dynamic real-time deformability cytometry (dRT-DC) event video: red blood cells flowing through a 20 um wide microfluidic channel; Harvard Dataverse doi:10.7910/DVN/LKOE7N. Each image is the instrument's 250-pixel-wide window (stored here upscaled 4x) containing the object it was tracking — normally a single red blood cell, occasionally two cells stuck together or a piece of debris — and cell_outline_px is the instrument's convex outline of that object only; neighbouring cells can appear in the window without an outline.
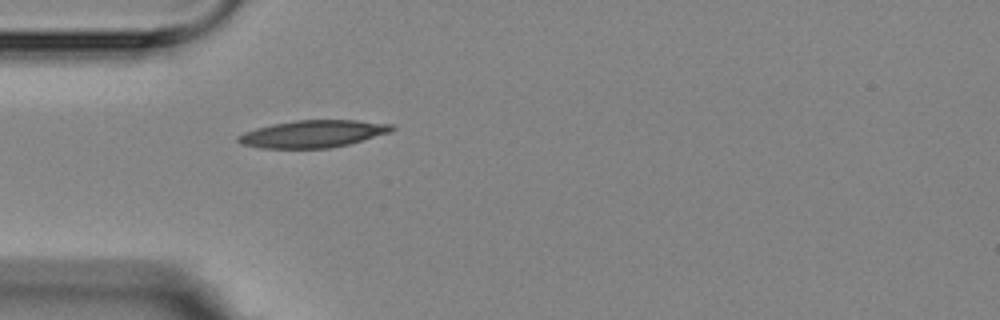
{"species": "Egyptian fruit bat (a non-hibernating species)", "species_latin": "Rousettus aegyptiacus", "temperature_condition": "room temperature", "stored_images_in_passage": 5, "camera_frame_rate_fps": 3000, "um_per_image_px": 0.085, "animal": {"sex": "female"}, "frame": {"image": 1, "passage_image": 5, "time_ms": 5.667, "image_size_px": [1000, 320], "cell_outline_px": [[396, 128], [392, 132], [348, 144], [328, 148], [260, 148], [240, 144], [236, 140], [236, 136], [244, 132], [256, 128], [272, 124], [296, 120], [356, 120], [392, 124]], "centroid_in_image_um": [26.59, 11.37], "position_along_channel_um": 58.4, "area_um2": 24.51}}